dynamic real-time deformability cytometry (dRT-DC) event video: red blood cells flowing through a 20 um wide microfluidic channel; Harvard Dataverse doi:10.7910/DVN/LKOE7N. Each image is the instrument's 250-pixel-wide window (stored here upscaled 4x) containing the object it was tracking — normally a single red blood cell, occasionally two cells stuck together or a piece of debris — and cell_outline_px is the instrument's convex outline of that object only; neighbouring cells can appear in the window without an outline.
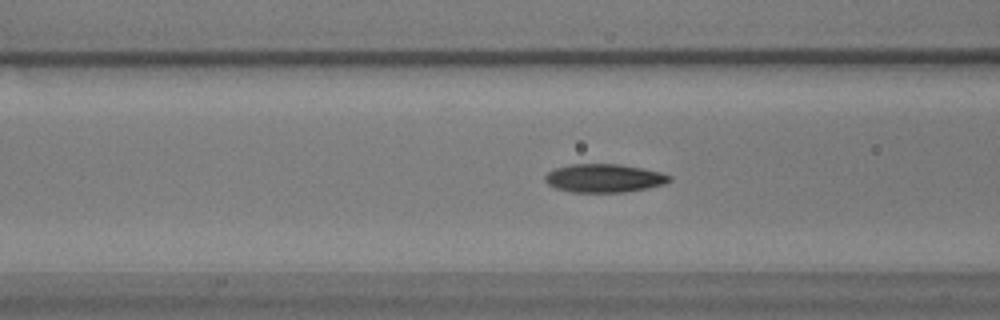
{"species": "common noctule bat (a hibernating species)", "species_latin": "Nyctalus noctula", "temperature_condition": "warm", "stored_images_in_passage": 55, "camera_frame_rate_fps": 3000, "um_per_image_px": 0.085, "animal": {"sex": "male", "body_mass_g": 17.9}, "frame": {"image": 1, "passage_image": 21, "time_ms": 6.667, "image_size_px": [1000, 320], "cell_outline_px": [[672, 180], [664, 184], [648, 188], [624, 192], [572, 192], [556, 188], [548, 184], [544, 180], [544, 176], [548, 172], [556, 168], [572, 164], [620, 164], [660, 172], [672, 176]], "centroid_in_image_um": [51.35, 15.15], "position_along_channel_um": 115.2, "area_um2": 20.52}}
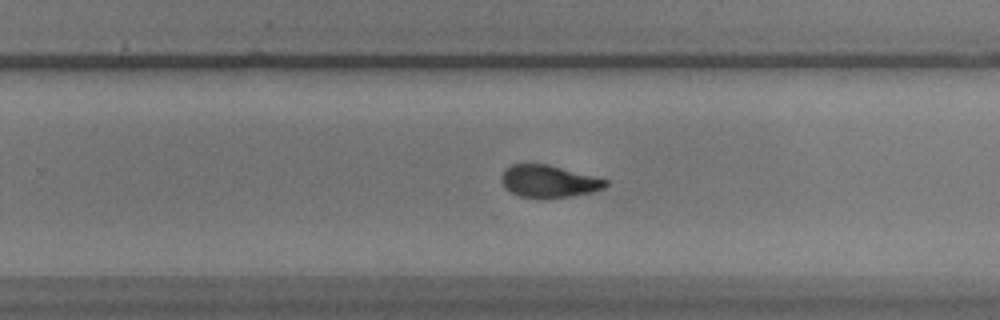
{"frame": {"image": 2, "passage_image": 35, "time_ms": 11.333, "image_size_px": [1000, 320], "cell_outline_px": [[608, 184], [604, 188], [592, 192], [572, 196], [548, 200], [520, 196], [504, 188], [500, 180], [500, 176], [504, 168], [512, 164], [548, 164], [608, 180]], "centroid_in_image_um": [46.6, 15.43], "position_along_channel_um": 283.2, "area_um2": 20.0}}
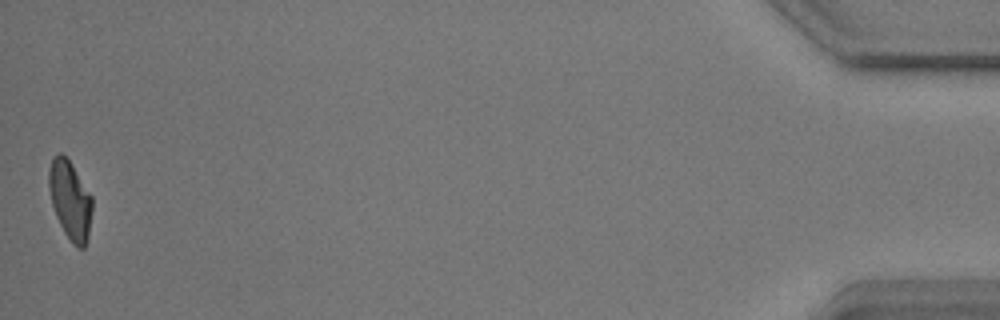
{"frame": {"image": 3, "passage_image": 55, "time_ms": 18.0, "image_size_px": [1000, 320], "cell_outline_px": [[92, 212], [88, 236], [84, 248], [76, 248], [72, 244], [64, 232], [56, 216], [52, 204], [48, 188], [48, 172], [52, 156], [56, 152], [60, 152], [68, 160], [92, 196]], "centroid_in_image_um": [5.94, 17.01], "position_along_channel_um": 429.3, "area_um2": 19.88}, "authors_computed_cell_mechanics": {"area_um2": 20.1722, "velocity_mm_per_s": 3.5956, "shape_relaxation_time_tau1_ms": 5.3495, "shape_relaxation_time_tau2_ms": 1.7668, "deformation_change_tau1": 0.166, "deformation_change_tau2": 0.0759}}